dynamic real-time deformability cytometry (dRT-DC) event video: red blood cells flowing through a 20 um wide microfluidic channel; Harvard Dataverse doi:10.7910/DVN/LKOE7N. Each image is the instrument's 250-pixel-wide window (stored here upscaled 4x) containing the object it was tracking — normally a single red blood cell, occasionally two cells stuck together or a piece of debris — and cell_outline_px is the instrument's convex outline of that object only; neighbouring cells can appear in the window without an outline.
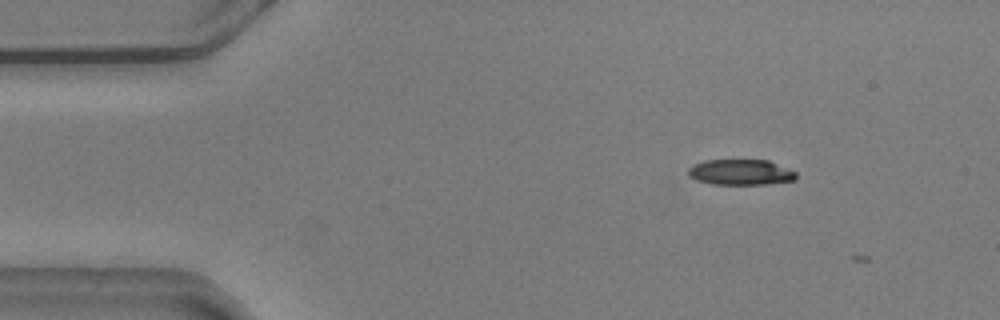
{"species": "common noctule bat (a hibernating species)", "species_latin": "Nyctalus noctula", "temperature_condition": "warm", "stored_images_in_passage": 5, "camera_frame_rate_fps": 3000, "um_per_image_px": 0.085, "animal": {"sex": "male", "body_mass_g": 20.5, "forearm_length_mm": 52.5}, "frame": {"image": 1, "passage_image": 3, "time_ms": 0.667, "image_size_px": [1000, 320], "cell_outline_px": [[796, 180], [764, 184], [712, 184], [696, 180], [688, 176], [688, 168], [692, 164], [704, 160], [768, 160], [788, 168], [796, 172]], "centroid_in_image_um": [62.92, 14.63], "position_along_channel_um": 22.1, "area_um2": 16.18}}